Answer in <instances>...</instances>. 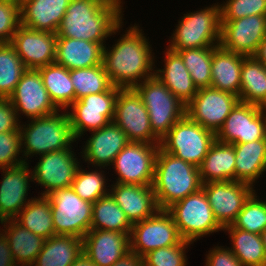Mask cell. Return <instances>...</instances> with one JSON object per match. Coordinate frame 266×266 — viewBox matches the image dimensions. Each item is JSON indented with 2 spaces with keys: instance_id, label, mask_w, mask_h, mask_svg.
Returning <instances> with one entry per match:
<instances>
[{
  "instance_id": "cell-1",
  "label": "cell",
  "mask_w": 266,
  "mask_h": 266,
  "mask_svg": "<svg viewBox=\"0 0 266 266\" xmlns=\"http://www.w3.org/2000/svg\"><path fill=\"white\" fill-rule=\"evenodd\" d=\"M135 25L129 27L111 49L103 47L102 64L113 86L134 88L155 75L157 67H153L155 56L149 39L143 29Z\"/></svg>"
},
{
  "instance_id": "cell-2",
  "label": "cell",
  "mask_w": 266,
  "mask_h": 266,
  "mask_svg": "<svg viewBox=\"0 0 266 266\" xmlns=\"http://www.w3.org/2000/svg\"><path fill=\"white\" fill-rule=\"evenodd\" d=\"M121 0H71L57 31V37L100 43L116 35L123 25Z\"/></svg>"
},
{
  "instance_id": "cell-3",
  "label": "cell",
  "mask_w": 266,
  "mask_h": 266,
  "mask_svg": "<svg viewBox=\"0 0 266 266\" xmlns=\"http://www.w3.org/2000/svg\"><path fill=\"white\" fill-rule=\"evenodd\" d=\"M152 187L159 209H167L202 188L199 168L159 146Z\"/></svg>"
},
{
  "instance_id": "cell-4",
  "label": "cell",
  "mask_w": 266,
  "mask_h": 266,
  "mask_svg": "<svg viewBox=\"0 0 266 266\" xmlns=\"http://www.w3.org/2000/svg\"><path fill=\"white\" fill-rule=\"evenodd\" d=\"M68 110L31 118L30 123L20 124L21 153L24 162L28 157L44 155L62 149L72 148L77 139L74 136ZM60 113V114H59ZM32 155V156H31ZM25 156V157H24Z\"/></svg>"
},
{
  "instance_id": "cell-5",
  "label": "cell",
  "mask_w": 266,
  "mask_h": 266,
  "mask_svg": "<svg viewBox=\"0 0 266 266\" xmlns=\"http://www.w3.org/2000/svg\"><path fill=\"white\" fill-rule=\"evenodd\" d=\"M221 29L220 5L184 14L178 21L167 46L170 50L219 46Z\"/></svg>"
},
{
  "instance_id": "cell-6",
  "label": "cell",
  "mask_w": 266,
  "mask_h": 266,
  "mask_svg": "<svg viewBox=\"0 0 266 266\" xmlns=\"http://www.w3.org/2000/svg\"><path fill=\"white\" fill-rule=\"evenodd\" d=\"M134 89L141 96L152 131L160 140L186 115V105L155 75L142 81Z\"/></svg>"
},
{
  "instance_id": "cell-7",
  "label": "cell",
  "mask_w": 266,
  "mask_h": 266,
  "mask_svg": "<svg viewBox=\"0 0 266 266\" xmlns=\"http://www.w3.org/2000/svg\"><path fill=\"white\" fill-rule=\"evenodd\" d=\"M166 210L173 217L178 231L185 241L194 243L205 235L223 230L215 219L202 188L173 203Z\"/></svg>"
},
{
  "instance_id": "cell-8",
  "label": "cell",
  "mask_w": 266,
  "mask_h": 266,
  "mask_svg": "<svg viewBox=\"0 0 266 266\" xmlns=\"http://www.w3.org/2000/svg\"><path fill=\"white\" fill-rule=\"evenodd\" d=\"M215 140L214 132L185 115L161 139L160 147L167 153L199 167Z\"/></svg>"
},
{
  "instance_id": "cell-9",
  "label": "cell",
  "mask_w": 266,
  "mask_h": 266,
  "mask_svg": "<svg viewBox=\"0 0 266 266\" xmlns=\"http://www.w3.org/2000/svg\"><path fill=\"white\" fill-rule=\"evenodd\" d=\"M47 197L55 234L83 238L91 227L93 204L81 199L71 187L55 190Z\"/></svg>"
},
{
  "instance_id": "cell-10",
  "label": "cell",
  "mask_w": 266,
  "mask_h": 266,
  "mask_svg": "<svg viewBox=\"0 0 266 266\" xmlns=\"http://www.w3.org/2000/svg\"><path fill=\"white\" fill-rule=\"evenodd\" d=\"M119 91L120 87L112 86L108 91L90 94L72 103L68 115L77 140L86 131L99 130L114 120Z\"/></svg>"
},
{
  "instance_id": "cell-11",
  "label": "cell",
  "mask_w": 266,
  "mask_h": 266,
  "mask_svg": "<svg viewBox=\"0 0 266 266\" xmlns=\"http://www.w3.org/2000/svg\"><path fill=\"white\" fill-rule=\"evenodd\" d=\"M183 238L166 209H159L153 216L132 224L130 250L144 257L161 247L179 244Z\"/></svg>"
},
{
  "instance_id": "cell-12",
  "label": "cell",
  "mask_w": 266,
  "mask_h": 266,
  "mask_svg": "<svg viewBox=\"0 0 266 266\" xmlns=\"http://www.w3.org/2000/svg\"><path fill=\"white\" fill-rule=\"evenodd\" d=\"M130 142L160 144L153 133L148 111L134 88H120L115 102L113 120Z\"/></svg>"
},
{
  "instance_id": "cell-13",
  "label": "cell",
  "mask_w": 266,
  "mask_h": 266,
  "mask_svg": "<svg viewBox=\"0 0 266 266\" xmlns=\"http://www.w3.org/2000/svg\"><path fill=\"white\" fill-rule=\"evenodd\" d=\"M215 135L229 144L266 139V108L239 101Z\"/></svg>"
},
{
  "instance_id": "cell-14",
  "label": "cell",
  "mask_w": 266,
  "mask_h": 266,
  "mask_svg": "<svg viewBox=\"0 0 266 266\" xmlns=\"http://www.w3.org/2000/svg\"><path fill=\"white\" fill-rule=\"evenodd\" d=\"M160 144L129 142L112 165L118 175L115 183L152 185L155 158Z\"/></svg>"
},
{
  "instance_id": "cell-15",
  "label": "cell",
  "mask_w": 266,
  "mask_h": 266,
  "mask_svg": "<svg viewBox=\"0 0 266 266\" xmlns=\"http://www.w3.org/2000/svg\"><path fill=\"white\" fill-rule=\"evenodd\" d=\"M239 97L212 87L200 88L186 105V115L215 134L222 127Z\"/></svg>"
},
{
  "instance_id": "cell-16",
  "label": "cell",
  "mask_w": 266,
  "mask_h": 266,
  "mask_svg": "<svg viewBox=\"0 0 266 266\" xmlns=\"http://www.w3.org/2000/svg\"><path fill=\"white\" fill-rule=\"evenodd\" d=\"M266 38V15L221 20L219 45L243 56H255Z\"/></svg>"
},
{
  "instance_id": "cell-17",
  "label": "cell",
  "mask_w": 266,
  "mask_h": 266,
  "mask_svg": "<svg viewBox=\"0 0 266 266\" xmlns=\"http://www.w3.org/2000/svg\"><path fill=\"white\" fill-rule=\"evenodd\" d=\"M72 148L62 149L39 156L32 169L33 182L45 189L41 196H48L55 190L69 188L80 165Z\"/></svg>"
},
{
  "instance_id": "cell-18",
  "label": "cell",
  "mask_w": 266,
  "mask_h": 266,
  "mask_svg": "<svg viewBox=\"0 0 266 266\" xmlns=\"http://www.w3.org/2000/svg\"><path fill=\"white\" fill-rule=\"evenodd\" d=\"M9 100L17 116L24 114L29 119L48 116L59 111L43 84L40 72L35 69H27L22 74Z\"/></svg>"
},
{
  "instance_id": "cell-19",
  "label": "cell",
  "mask_w": 266,
  "mask_h": 266,
  "mask_svg": "<svg viewBox=\"0 0 266 266\" xmlns=\"http://www.w3.org/2000/svg\"><path fill=\"white\" fill-rule=\"evenodd\" d=\"M215 219L222 228L232 225L244 202L256 190L243 182L224 181L202 184Z\"/></svg>"
},
{
  "instance_id": "cell-20",
  "label": "cell",
  "mask_w": 266,
  "mask_h": 266,
  "mask_svg": "<svg viewBox=\"0 0 266 266\" xmlns=\"http://www.w3.org/2000/svg\"><path fill=\"white\" fill-rule=\"evenodd\" d=\"M57 34L38 31L20 25L11 45L26 69H39L55 63Z\"/></svg>"
},
{
  "instance_id": "cell-21",
  "label": "cell",
  "mask_w": 266,
  "mask_h": 266,
  "mask_svg": "<svg viewBox=\"0 0 266 266\" xmlns=\"http://www.w3.org/2000/svg\"><path fill=\"white\" fill-rule=\"evenodd\" d=\"M3 178L0 182V222L14 219L18 213L33 199H27L29 185L33 181L29 164L1 168ZM27 200V201H26Z\"/></svg>"
},
{
  "instance_id": "cell-22",
  "label": "cell",
  "mask_w": 266,
  "mask_h": 266,
  "mask_svg": "<svg viewBox=\"0 0 266 266\" xmlns=\"http://www.w3.org/2000/svg\"><path fill=\"white\" fill-rule=\"evenodd\" d=\"M129 142L127 135L114 121H111L107 126L91 133L82 149L81 157L85 163L92 164V167L106 169L105 167L112 166L118 153Z\"/></svg>"
},
{
  "instance_id": "cell-23",
  "label": "cell",
  "mask_w": 266,
  "mask_h": 266,
  "mask_svg": "<svg viewBox=\"0 0 266 266\" xmlns=\"http://www.w3.org/2000/svg\"><path fill=\"white\" fill-rule=\"evenodd\" d=\"M110 187L109 194L131 224L147 219L159 210L152 185L114 183Z\"/></svg>"
},
{
  "instance_id": "cell-24",
  "label": "cell",
  "mask_w": 266,
  "mask_h": 266,
  "mask_svg": "<svg viewBox=\"0 0 266 266\" xmlns=\"http://www.w3.org/2000/svg\"><path fill=\"white\" fill-rule=\"evenodd\" d=\"M83 252L96 266H112L130 251V235L90 229L82 238Z\"/></svg>"
},
{
  "instance_id": "cell-25",
  "label": "cell",
  "mask_w": 266,
  "mask_h": 266,
  "mask_svg": "<svg viewBox=\"0 0 266 266\" xmlns=\"http://www.w3.org/2000/svg\"><path fill=\"white\" fill-rule=\"evenodd\" d=\"M71 0H22L21 25L57 34Z\"/></svg>"
},
{
  "instance_id": "cell-26",
  "label": "cell",
  "mask_w": 266,
  "mask_h": 266,
  "mask_svg": "<svg viewBox=\"0 0 266 266\" xmlns=\"http://www.w3.org/2000/svg\"><path fill=\"white\" fill-rule=\"evenodd\" d=\"M100 43L67 37H57L55 63L68 70L89 68L102 64Z\"/></svg>"
},
{
  "instance_id": "cell-27",
  "label": "cell",
  "mask_w": 266,
  "mask_h": 266,
  "mask_svg": "<svg viewBox=\"0 0 266 266\" xmlns=\"http://www.w3.org/2000/svg\"><path fill=\"white\" fill-rule=\"evenodd\" d=\"M164 69H156L155 76L185 105L197 94V87L183 63L181 56L166 48Z\"/></svg>"
},
{
  "instance_id": "cell-28",
  "label": "cell",
  "mask_w": 266,
  "mask_h": 266,
  "mask_svg": "<svg viewBox=\"0 0 266 266\" xmlns=\"http://www.w3.org/2000/svg\"><path fill=\"white\" fill-rule=\"evenodd\" d=\"M245 57L216 46L211 63V87L239 97L241 67Z\"/></svg>"
},
{
  "instance_id": "cell-29",
  "label": "cell",
  "mask_w": 266,
  "mask_h": 266,
  "mask_svg": "<svg viewBox=\"0 0 266 266\" xmlns=\"http://www.w3.org/2000/svg\"><path fill=\"white\" fill-rule=\"evenodd\" d=\"M233 146L235 181L247 183L254 188L255 181L266 171V139L237 143Z\"/></svg>"
},
{
  "instance_id": "cell-30",
  "label": "cell",
  "mask_w": 266,
  "mask_h": 266,
  "mask_svg": "<svg viewBox=\"0 0 266 266\" xmlns=\"http://www.w3.org/2000/svg\"><path fill=\"white\" fill-rule=\"evenodd\" d=\"M0 223L4 224L5 229L0 230L8 239L16 265L31 266L41 252L46 239L29 231L14 219H8Z\"/></svg>"
},
{
  "instance_id": "cell-31",
  "label": "cell",
  "mask_w": 266,
  "mask_h": 266,
  "mask_svg": "<svg viewBox=\"0 0 266 266\" xmlns=\"http://www.w3.org/2000/svg\"><path fill=\"white\" fill-rule=\"evenodd\" d=\"M198 168L202 184L235 181L233 144L215 140Z\"/></svg>"
},
{
  "instance_id": "cell-32",
  "label": "cell",
  "mask_w": 266,
  "mask_h": 266,
  "mask_svg": "<svg viewBox=\"0 0 266 266\" xmlns=\"http://www.w3.org/2000/svg\"><path fill=\"white\" fill-rule=\"evenodd\" d=\"M83 253V240L70 235H54L45 240L31 266H71Z\"/></svg>"
},
{
  "instance_id": "cell-33",
  "label": "cell",
  "mask_w": 266,
  "mask_h": 266,
  "mask_svg": "<svg viewBox=\"0 0 266 266\" xmlns=\"http://www.w3.org/2000/svg\"><path fill=\"white\" fill-rule=\"evenodd\" d=\"M239 101L266 108V66L255 56L242 62Z\"/></svg>"
},
{
  "instance_id": "cell-34",
  "label": "cell",
  "mask_w": 266,
  "mask_h": 266,
  "mask_svg": "<svg viewBox=\"0 0 266 266\" xmlns=\"http://www.w3.org/2000/svg\"><path fill=\"white\" fill-rule=\"evenodd\" d=\"M53 104L61 111L67 110L75 101V89L70 78V70L52 63L37 69Z\"/></svg>"
},
{
  "instance_id": "cell-35",
  "label": "cell",
  "mask_w": 266,
  "mask_h": 266,
  "mask_svg": "<svg viewBox=\"0 0 266 266\" xmlns=\"http://www.w3.org/2000/svg\"><path fill=\"white\" fill-rule=\"evenodd\" d=\"M14 220L44 239L56 235L51 203L47 196H39L31 199Z\"/></svg>"
},
{
  "instance_id": "cell-36",
  "label": "cell",
  "mask_w": 266,
  "mask_h": 266,
  "mask_svg": "<svg viewBox=\"0 0 266 266\" xmlns=\"http://www.w3.org/2000/svg\"><path fill=\"white\" fill-rule=\"evenodd\" d=\"M223 231L229 233L232 253L244 266H266V253L260 234H254L233 225L226 226Z\"/></svg>"
},
{
  "instance_id": "cell-37",
  "label": "cell",
  "mask_w": 266,
  "mask_h": 266,
  "mask_svg": "<svg viewBox=\"0 0 266 266\" xmlns=\"http://www.w3.org/2000/svg\"><path fill=\"white\" fill-rule=\"evenodd\" d=\"M90 229L131 234L132 224L110 194L93 203Z\"/></svg>"
},
{
  "instance_id": "cell-38",
  "label": "cell",
  "mask_w": 266,
  "mask_h": 266,
  "mask_svg": "<svg viewBox=\"0 0 266 266\" xmlns=\"http://www.w3.org/2000/svg\"><path fill=\"white\" fill-rule=\"evenodd\" d=\"M70 78L75 89V101L108 91L113 86L103 64L70 70Z\"/></svg>"
},
{
  "instance_id": "cell-39",
  "label": "cell",
  "mask_w": 266,
  "mask_h": 266,
  "mask_svg": "<svg viewBox=\"0 0 266 266\" xmlns=\"http://www.w3.org/2000/svg\"><path fill=\"white\" fill-rule=\"evenodd\" d=\"M215 47L172 50L181 56L197 89L211 87V63Z\"/></svg>"
},
{
  "instance_id": "cell-40",
  "label": "cell",
  "mask_w": 266,
  "mask_h": 266,
  "mask_svg": "<svg viewBox=\"0 0 266 266\" xmlns=\"http://www.w3.org/2000/svg\"><path fill=\"white\" fill-rule=\"evenodd\" d=\"M26 70L15 48L0 43V97L9 98Z\"/></svg>"
},
{
  "instance_id": "cell-41",
  "label": "cell",
  "mask_w": 266,
  "mask_h": 266,
  "mask_svg": "<svg viewBox=\"0 0 266 266\" xmlns=\"http://www.w3.org/2000/svg\"><path fill=\"white\" fill-rule=\"evenodd\" d=\"M81 166L79 165L76 171L71 188L81 199L93 204L99 198L109 194L110 189L106 187L107 179L104 171L98 172L97 169L87 171L83 170Z\"/></svg>"
},
{
  "instance_id": "cell-42",
  "label": "cell",
  "mask_w": 266,
  "mask_h": 266,
  "mask_svg": "<svg viewBox=\"0 0 266 266\" xmlns=\"http://www.w3.org/2000/svg\"><path fill=\"white\" fill-rule=\"evenodd\" d=\"M254 191L244 202L242 210L238 213L235 228L242 229L254 234H261L266 228V203L257 198Z\"/></svg>"
},
{
  "instance_id": "cell-43",
  "label": "cell",
  "mask_w": 266,
  "mask_h": 266,
  "mask_svg": "<svg viewBox=\"0 0 266 266\" xmlns=\"http://www.w3.org/2000/svg\"><path fill=\"white\" fill-rule=\"evenodd\" d=\"M191 244L182 240L177 245L155 249L143 257L144 266H186L188 259L185 249L188 250Z\"/></svg>"
},
{
  "instance_id": "cell-44",
  "label": "cell",
  "mask_w": 266,
  "mask_h": 266,
  "mask_svg": "<svg viewBox=\"0 0 266 266\" xmlns=\"http://www.w3.org/2000/svg\"><path fill=\"white\" fill-rule=\"evenodd\" d=\"M221 20L266 15V0H227L220 5Z\"/></svg>"
},
{
  "instance_id": "cell-45",
  "label": "cell",
  "mask_w": 266,
  "mask_h": 266,
  "mask_svg": "<svg viewBox=\"0 0 266 266\" xmlns=\"http://www.w3.org/2000/svg\"><path fill=\"white\" fill-rule=\"evenodd\" d=\"M20 131L0 133V169L24 163L21 153Z\"/></svg>"
},
{
  "instance_id": "cell-46",
  "label": "cell",
  "mask_w": 266,
  "mask_h": 266,
  "mask_svg": "<svg viewBox=\"0 0 266 266\" xmlns=\"http://www.w3.org/2000/svg\"><path fill=\"white\" fill-rule=\"evenodd\" d=\"M21 3L0 2V43H11L21 25Z\"/></svg>"
},
{
  "instance_id": "cell-47",
  "label": "cell",
  "mask_w": 266,
  "mask_h": 266,
  "mask_svg": "<svg viewBox=\"0 0 266 266\" xmlns=\"http://www.w3.org/2000/svg\"><path fill=\"white\" fill-rule=\"evenodd\" d=\"M19 117L9 98L0 97V133L20 131Z\"/></svg>"
},
{
  "instance_id": "cell-48",
  "label": "cell",
  "mask_w": 266,
  "mask_h": 266,
  "mask_svg": "<svg viewBox=\"0 0 266 266\" xmlns=\"http://www.w3.org/2000/svg\"><path fill=\"white\" fill-rule=\"evenodd\" d=\"M213 248L206 255L205 266H244L229 247L216 246Z\"/></svg>"
},
{
  "instance_id": "cell-49",
  "label": "cell",
  "mask_w": 266,
  "mask_h": 266,
  "mask_svg": "<svg viewBox=\"0 0 266 266\" xmlns=\"http://www.w3.org/2000/svg\"><path fill=\"white\" fill-rule=\"evenodd\" d=\"M0 266H18L9 247L8 239L0 230Z\"/></svg>"
},
{
  "instance_id": "cell-50",
  "label": "cell",
  "mask_w": 266,
  "mask_h": 266,
  "mask_svg": "<svg viewBox=\"0 0 266 266\" xmlns=\"http://www.w3.org/2000/svg\"><path fill=\"white\" fill-rule=\"evenodd\" d=\"M112 266H144V259L130 250Z\"/></svg>"
},
{
  "instance_id": "cell-51",
  "label": "cell",
  "mask_w": 266,
  "mask_h": 266,
  "mask_svg": "<svg viewBox=\"0 0 266 266\" xmlns=\"http://www.w3.org/2000/svg\"><path fill=\"white\" fill-rule=\"evenodd\" d=\"M71 266H96L84 252Z\"/></svg>"
},
{
  "instance_id": "cell-52",
  "label": "cell",
  "mask_w": 266,
  "mask_h": 266,
  "mask_svg": "<svg viewBox=\"0 0 266 266\" xmlns=\"http://www.w3.org/2000/svg\"><path fill=\"white\" fill-rule=\"evenodd\" d=\"M255 57L266 66V38L260 43Z\"/></svg>"
},
{
  "instance_id": "cell-53",
  "label": "cell",
  "mask_w": 266,
  "mask_h": 266,
  "mask_svg": "<svg viewBox=\"0 0 266 266\" xmlns=\"http://www.w3.org/2000/svg\"><path fill=\"white\" fill-rule=\"evenodd\" d=\"M260 235H261L262 242H263L264 249H265V253H266V228Z\"/></svg>"
},
{
  "instance_id": "cell-54",
  "label": "cell",
  "mask_w": 266,
  "mask_h": 266,
  "mask_svg": "<svg viewBox=\"0 0 266 266\" xmlns=\"http://www.w3.org/2000/svg\"><path fill=\"white\" fill-rule=\"evenodd\" d=\"M0 2H8V3H21L22 0H0Z\"/></svg>"
}]
</instances>
